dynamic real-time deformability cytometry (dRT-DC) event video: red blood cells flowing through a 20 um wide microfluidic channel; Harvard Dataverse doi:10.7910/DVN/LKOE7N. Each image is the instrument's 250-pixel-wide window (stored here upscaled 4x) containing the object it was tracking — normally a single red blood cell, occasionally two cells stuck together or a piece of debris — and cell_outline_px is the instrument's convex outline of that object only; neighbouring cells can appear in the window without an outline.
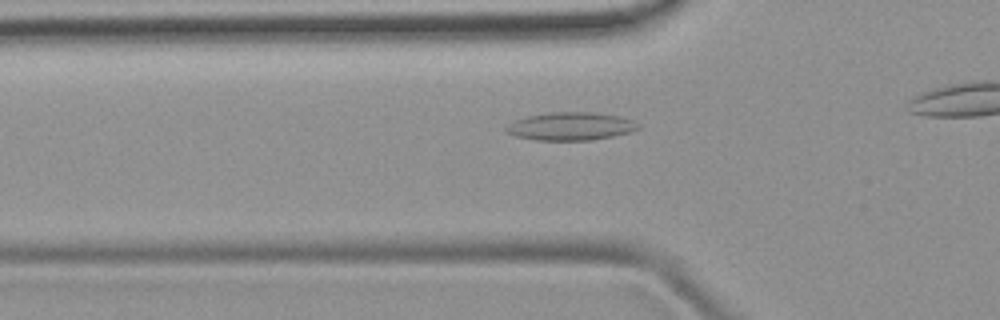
{"species": "common noctule bat (a hibernating species)", "species_latin": "Nyctalus noctula", "temperature_condition": "room temperature", "stored_images_in_passage": 5, "camera_frame_rate_fps": 3000, "um_per_image_px": 0.085, "animal": {"sex": "female", "body_mass_g": 19.9}, "frame": {"image": 1, "passage_image": 3, "time_ms": 2.667, "image_size_px": [1000, 320], "cell_outline_px": [[640, 128], [632, 132], [592, 140], [536, 140], [516, 136], [508, 132], [504, 128], [508, 124], [516, 120], [528, 116], [548, 112], [592, 112], [620, 116], [632, 120], [640, 124]], "centroid_in_image_um": [48.54, 10.73], "position_along_channel_um": 77.3, "area_um2": 21.56}}
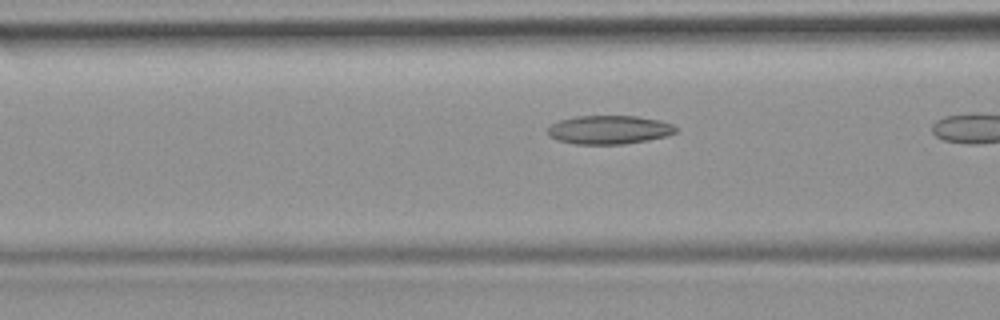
{"frame": {"image": 2, "passage_image": 5, "time_ms": 5.0, "image_size_px": [1000, 320], "cell_outline_px": [[676, 132], [668, 136], [648, 140], [624, 144], [576, 144], [556, 140], [548, 136], [548, 128], [552, 124], [560, 120], [576, 116], [636, 116], [660, 120], [672, 124], [676, 128]], "centroid_in_image_um": [51.77, 11.03], "position_along_channel_um": 114.8, "area_um2": 21.44}}